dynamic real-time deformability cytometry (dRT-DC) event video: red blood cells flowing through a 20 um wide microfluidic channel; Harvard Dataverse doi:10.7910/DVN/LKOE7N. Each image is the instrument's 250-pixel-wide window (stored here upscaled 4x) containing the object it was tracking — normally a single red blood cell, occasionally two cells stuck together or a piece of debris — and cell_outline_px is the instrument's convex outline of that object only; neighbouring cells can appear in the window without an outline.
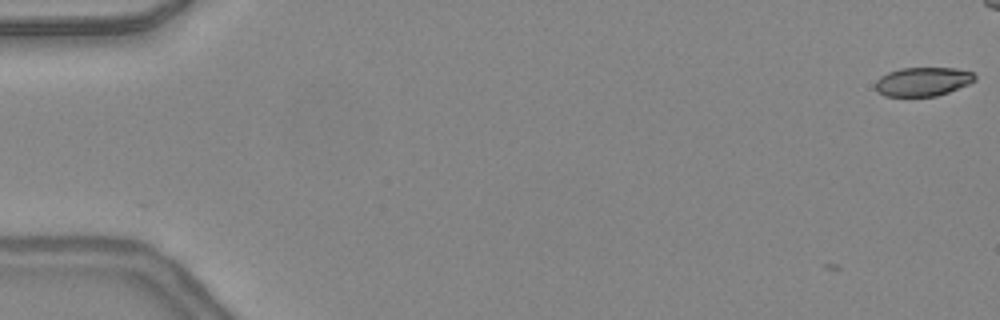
{"species": "common noctule bat (a hibernating species)", "species_latin": "Nyctalus noctula", "temperature_condition": "warm", "stored_images_in_passage": 3, "camera_frame_rate_fps": 3000, "um_per_image_px": 0.085, "animal": {"sex": "female", "body_mass_g": 24.6, "forearm_length_mm": 56.2}, "frame": {"image": 1, "passage_image": 3, "time_ms": 0.667, "image_size_px": [1000, 320], "cell_outline_px": [[976, 80], [968, 84], [948, 92], [936, 96], [884, 96], [876, 88], [876, 80], [880, 76], [888, 72], [900, 68], [956, 68], [972, 72], [976, 76]], "centroid_in_image_um": [78.45, 6.93], "position_along_channel_um": 6.6, "area_um2": 16.65}}